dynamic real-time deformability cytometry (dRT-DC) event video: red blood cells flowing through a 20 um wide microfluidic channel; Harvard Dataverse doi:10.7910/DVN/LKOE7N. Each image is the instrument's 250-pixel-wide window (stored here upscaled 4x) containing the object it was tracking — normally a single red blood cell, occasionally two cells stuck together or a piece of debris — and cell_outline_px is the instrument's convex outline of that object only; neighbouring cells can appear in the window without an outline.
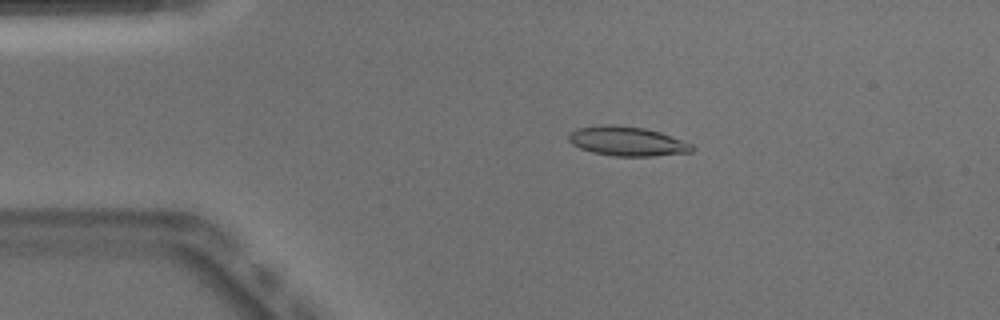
{"species": "Egyptian fruit bat (a non-hibernating species)", "species_latin": "Rousettus aegyptiacus", "temperature_condition": "warm", "stored_images_in_passage": 43, "camera_frame_rate_fps": 3000, "um_per_image_px": 0.085, "animal": {"sex": "male"}, "frame": {"image": 1, "passage_image": 3, "time_ms": 0.667, "image_size_px": [1000, 320], "cell_outline_px": [[696, 148], [692, 152], [656, 156], [616, 156], [592, 152], [580, 148], [572, 144], [568, 140], [568, 136], [576, 128], [604, 124], [616, 124], [644, 128], [660, 132], [692, 144]], "centroid_in_image_um": [53.32, 12.0], "position_along_channel_um": 31.7, "area_um2": 21.21}}
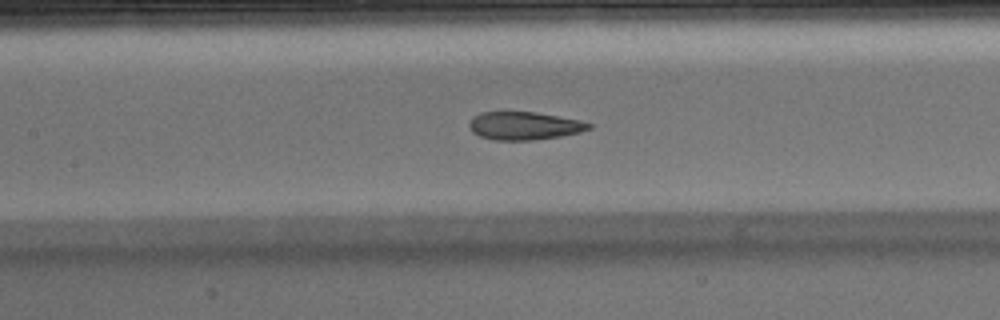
{"frame": {"image": 2, "passage_image": 16, "time_ms": 5.0, "image_size_px": [1000, 320], "cell_outline_px": [[592, 128], [580, 132], [560, 136], [532, 140], [492, 140], [480, 136], [472, 132], [468, 124], [472, 116], [480, 112], [536, 112], [580, 120], [592, 124]], "centroid_in_image_um": [44.54, 10.69], "position_along_channel_um": 162.9, "area_um2": 19.59}}
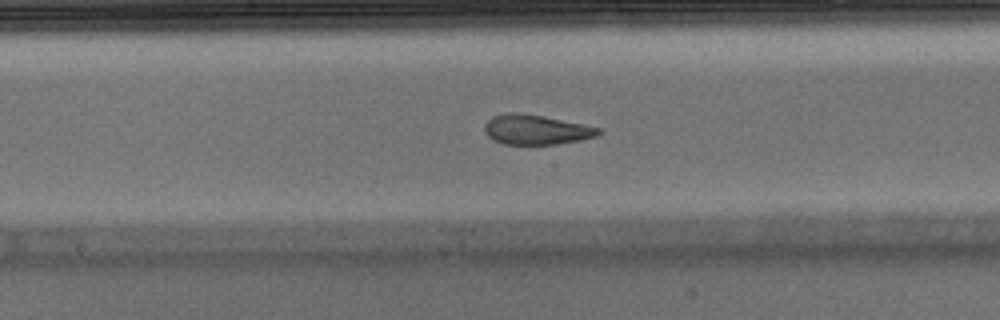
{"frame": {"image": 3, "passage_image": 19, "time_ms": 6.0, "image_size_px": [1000, 320], "cell_outline_px": [[604, 132], [596, 136], [580, 140], [556, 144], [504, 144], [492, 140], [484, 132], [484, 124], [492, 116], [508, 112], [520, 112], [544, 116], [604, 128]], "centroid_in_image_um": [45.58, 11.01], "position_along_channel_um": 202.6, "area_um2": 20.11}, "authors_computed_cell_mechanics": {"area_um2": 20.9814, "velocity_mm_per_s": 3.972, "shape_relaxation_time_tau1_ms": null, "shape_relaxation_time_tau2_ms": 0.5947, "deformation_change_tau1": null, "deformation_change_tau2": 0.0747}}